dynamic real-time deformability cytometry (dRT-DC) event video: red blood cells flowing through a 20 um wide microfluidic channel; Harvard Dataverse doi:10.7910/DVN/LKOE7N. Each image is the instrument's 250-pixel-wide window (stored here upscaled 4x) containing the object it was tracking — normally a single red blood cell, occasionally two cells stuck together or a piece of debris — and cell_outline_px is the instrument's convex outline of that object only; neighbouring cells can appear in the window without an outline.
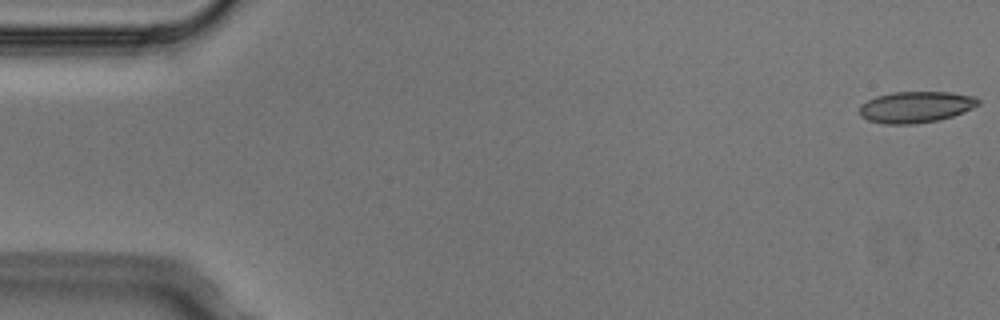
{"species": "Egyptian fruit bat (a non-hibernating species)", "species_latin": "Rousettus aegyptiacus", "temperature_condition": "cold", "stored_images_in_passage": 5, "camera_frame_rate_fps": 3000, "um_per_image_px": 0.085, "animal": {"sex": "male"}, "frame": {"image": 1, "passage_image": 1, "time_ms": 0.0, "image_size_px": [1000, 320], "cell_outline_px": [[980, 104], [972, 108], [952, 116], [936, 120], [912, 124], [884, 124], [868, 120], [860, 116], [860, 104], [876, 96], [892, 92], [952, 92], [976, 96], [980, 100]], "centroid_in_image_um": [77.84, 9.08], "position_along_channel_um": 7.2, "area_um2": 21.68}}
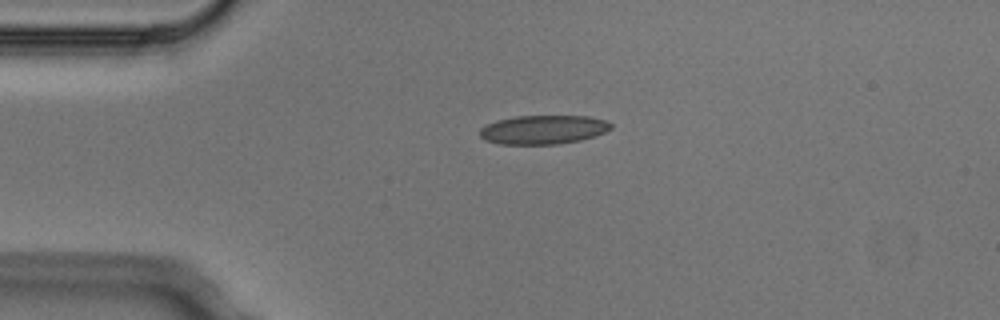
{"frame": {"image": 2, "passage_image": 4, "time_ms": 1.0, "image_size_px": [1000, 320], "cell_outline_px": [[612, 128], [604, 132], [580, 140], [556, 144], [500, 144], [484, 140], [480, 136], [480, 128], [496, 120], [516, 116], [588, 116], [608, 120], [612, 124]], "centroid_in_image_um": [46.17, 11.01], "position_along_channel_um": 38.8, "area_um2": 22.08}}